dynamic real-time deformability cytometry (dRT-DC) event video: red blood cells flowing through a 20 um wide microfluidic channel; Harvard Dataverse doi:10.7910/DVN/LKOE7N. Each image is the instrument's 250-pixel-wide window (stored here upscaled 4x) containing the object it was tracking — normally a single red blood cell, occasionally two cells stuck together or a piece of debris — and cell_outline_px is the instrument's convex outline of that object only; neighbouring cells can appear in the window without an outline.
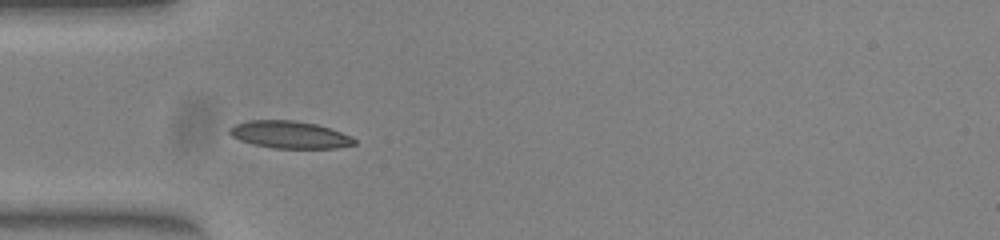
{"species": "common noctule bat (a hibernating species)", "species_latin": "Nyctalus noctula", "temperature_condition": "warm", "stored_images_in_passage": 37, "camera_frame_rate_fps": 3000, "um_per_image_px": 0.085, "animal": {"sex": "female", "body_mass_g": 23.0, "forearm_length_mm": 53.4}, "frame": {"image": 1, "passage_image": 1, "time_ms": 0.0, "image_size_px": [1000, 240], "cell_outline_px": [[356, 144], [336, 148], [272, 148], [252, 144], [240, 140], [232, 136], [228, 132], [228, 128], [236, 124], [248, 120], [292, 120], [316, 124], [352, 136], [356, 140]], "centroid_in_image_um": [24.6, 11.45], "position_along_channel_um": 60.4, "area_um2": 19.83}}
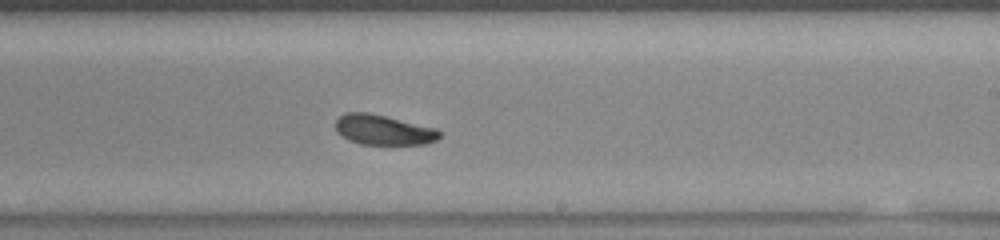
{"frame": {"image": 2, "passage_image": 16, "time_ms": 5.0, "image_size_px": [1000, 240], "cell_outline_px": [[440, 136], [436, 140], [428, 144], [360, 144], [348, 140], [336, 132], [336, 120], [344, 112], [368, 112], [436, 128], [440, 132]], "centroid_in_image_um": [32.56, 11.04], "position_along_channel_um": 256.4, "area_um2": 18.21}}
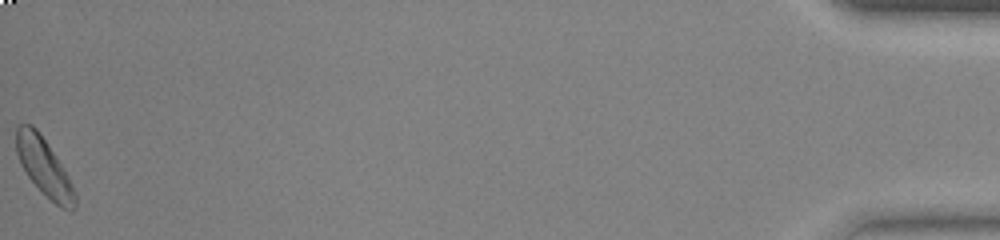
{"frame": {"image": 3, "passage_image": 37, "time_ms": 12.0, "image_size_px": [1000, 240], "cell_outline_px": [[76, 208], [72, 212], [60, 208], [28, 176], [20, 164], [16, 152], [16, 128], [20, 124], [32, 124], [36, 128], [68, 176], [76, 192]], "centroid_in_image_um": [3.76, 14.22], "position_along_channel_um": 431.4, "area_um2": 19.25}, "authors_computed_cell_mechanics": {"area_um2": 19.0162, "velocity_mm_per_s": 3.9645, "shape_relaxation_time_tau1_ms": 2.0043, "shape_relaxation_time_tau2_ms": 4.4025, "deformation_change_tau1": 0.0984, "deformation_change_tau2": 0.1064}}